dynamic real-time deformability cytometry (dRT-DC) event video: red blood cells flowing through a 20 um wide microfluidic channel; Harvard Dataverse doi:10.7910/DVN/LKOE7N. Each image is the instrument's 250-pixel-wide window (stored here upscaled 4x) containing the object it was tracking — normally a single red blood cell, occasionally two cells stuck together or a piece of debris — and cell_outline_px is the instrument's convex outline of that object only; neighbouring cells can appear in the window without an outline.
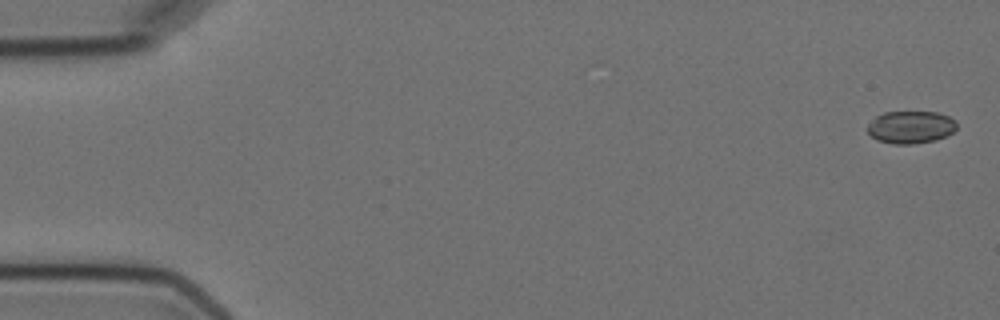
{"species": "Egyptian fruit bat (a non-hibernating species)", "species_latin": "Rousettus aegyptiacus", "temperature_condition": "cold", "stored_images_in_passage": 5, "camera_frame_rate_fps": 3000, "um_per_image_px": 0.085, "animal": {"sex": "female"}, "frame": {"image": 1, "passage_image": 1, "time_ms": 0.0, "image_size_px": [1000, 320], "cell_outline_px": [[956, 128], [948, 136], [936, 140], [912, 144], [892, 144], [876, 140], [868, 132], [868, 124], [876, 116], [884, 112], [940, 112], [956, 120]], "centroid_in_image_um": [77.43, 10.81], "position_along_channel_um": 7.6, "area_um2": 17.05}}
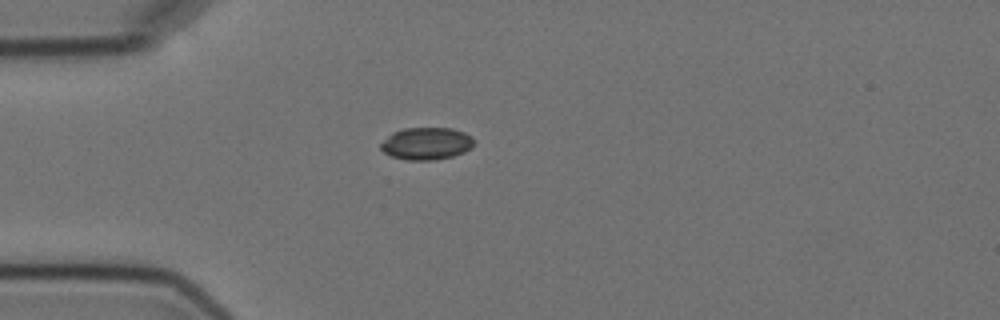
{"frame": {"image": 2, "passage_image": 5, "time_ms": 4.667, "image_size_px": [1000, 320], "cell_outline_px": [[476, 140], [472, 148], [464, 152], [452, 156], [432, 160], [408, 160], [392, 156], [384, 152], [380, 148], [380, 144], [392, 132], [404, 128], [452, 128], [464, 132], [472, 136]], "centroid_in_image_um": [36.28, 12.19], "position_along_channel_um": 48.7, "area_um2": 17.63}}